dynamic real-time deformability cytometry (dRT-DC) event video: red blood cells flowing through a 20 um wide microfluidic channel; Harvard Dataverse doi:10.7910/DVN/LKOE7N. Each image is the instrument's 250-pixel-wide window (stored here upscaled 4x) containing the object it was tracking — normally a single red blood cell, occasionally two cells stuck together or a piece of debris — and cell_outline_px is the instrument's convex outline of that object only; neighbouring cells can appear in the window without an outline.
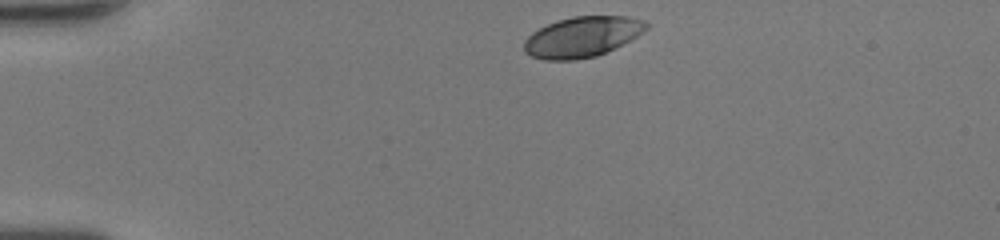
{"species": "human", "species_latin": "Homo sapiens", "temperature_condition": "room temperature", "stored_images_in_passage": 33, "camera_frame_rate_fps": 3000, "um_per_image_px": 0.085, "donor": {"sex": "female"}, "frame": {"image": 1, "passage_image": 1, "time_ms": 0.0, "image_size_px": [1000, 240], "cell_outline_px": [[648, 28], [644, 32], [596, 56], [576, 60], [544, 60], [532, 56], [524, 52], [524, 40], [532, 32], [556, 20], [572, 16], [628, 16], [644, 20], [648, 24]], "centroid_in_image_um": [49.46, 3.12], "position_along_channel_um": 35.5, "area_um2": 28.67}}
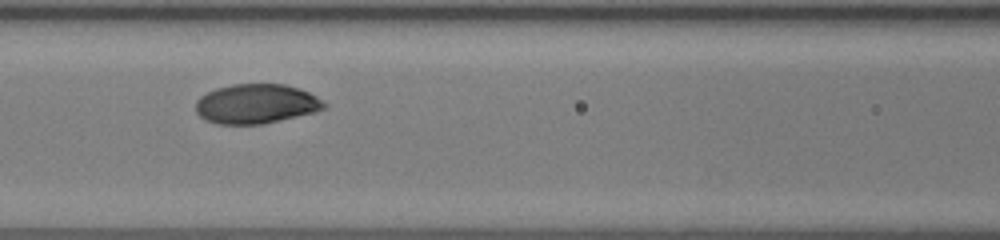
{"frame": {"image": 2, "passage_image": 13, "time_ms": 4.0, "image_size_px": [1000, 240], "cell_outline_px": [[328, 104], [324, 108], [316, 112], [280, 120], [260, 124], [216, 124], [204, 120], [196, 112], [196, 100], [200, 96], [216, 88], [232, 84], [284, 84], [308, 92], [316, 96]], "centroid_in_image_um": [21.75, 8.83], "position_along_channel_um": 144.8, "area_um2": 29.59}}
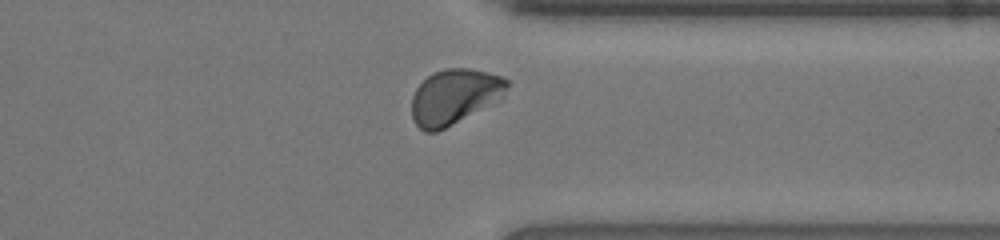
{"frame": {"image": 3, "passage_image": 29, "time_ms": 9.333, "image_size_px": [1000, 240], "cell_outline_px": [[508, 88], [500, 100], [436, 132], [424, 132], [412, 120], [412, 96], [416, 88], [432, 72], [444, 68], [472, 68], [488, 72], [500, 76], [508, 80]], "centroid_in_image_um": [38.62, 8.2], "position_along_channel_um": 372.8, "area_um2": 30.69}, "authors_computed_cell_mechanics": {"area_um2": 29.5936, "velocity_mm_per_s": 4.2888, "shape_relaxation_time_tau1_ms": 2.3409, "shape_relaxation_time_tau2_ms": null, "deformation_change_tau1": 0.1172, "deformation_change_tau2": null}}